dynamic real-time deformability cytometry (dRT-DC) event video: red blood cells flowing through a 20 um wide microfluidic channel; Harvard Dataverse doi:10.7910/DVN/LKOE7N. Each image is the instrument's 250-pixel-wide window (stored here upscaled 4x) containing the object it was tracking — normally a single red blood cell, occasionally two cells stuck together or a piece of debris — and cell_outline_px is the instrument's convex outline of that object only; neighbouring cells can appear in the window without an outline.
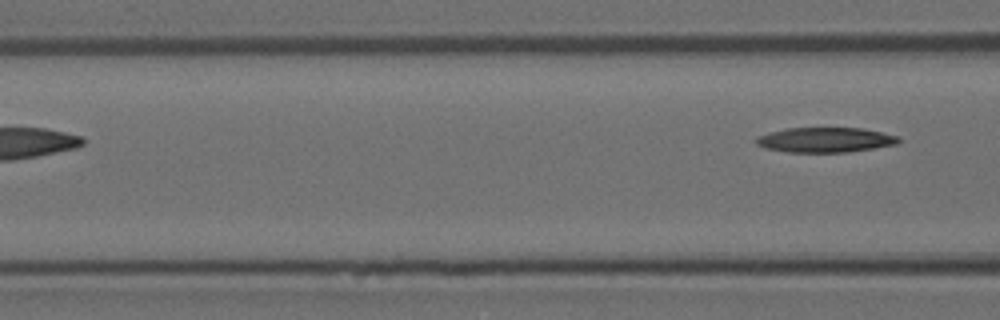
{"species": "Egyptian fruit bat (a non-hibernating species)", "species_latin": "Rousettus aegyptiacus", "temperature_condition": "room temperature", "stored_images_in_passage": 3, "camera_frame_rate_fps": 3000, "um_per_image_px": 0.085, "animal": {"sex": "female"}, "frame": {"image": 1, "passage_image": 3, "time_ms": 0.667, "image_size_px": [1000, 320], "cell_outline_px": [[900, 140], [896, 144], [848, 152], [788, 152], [764, 148], [756, 144], [756, 136], [768, 132], [788, 128], [864, 128], [896, 136]], "centroid_in_image_um": [70.08, 11.89], "position_along_channel_um": 96.5, "area_um2": 20.58}}